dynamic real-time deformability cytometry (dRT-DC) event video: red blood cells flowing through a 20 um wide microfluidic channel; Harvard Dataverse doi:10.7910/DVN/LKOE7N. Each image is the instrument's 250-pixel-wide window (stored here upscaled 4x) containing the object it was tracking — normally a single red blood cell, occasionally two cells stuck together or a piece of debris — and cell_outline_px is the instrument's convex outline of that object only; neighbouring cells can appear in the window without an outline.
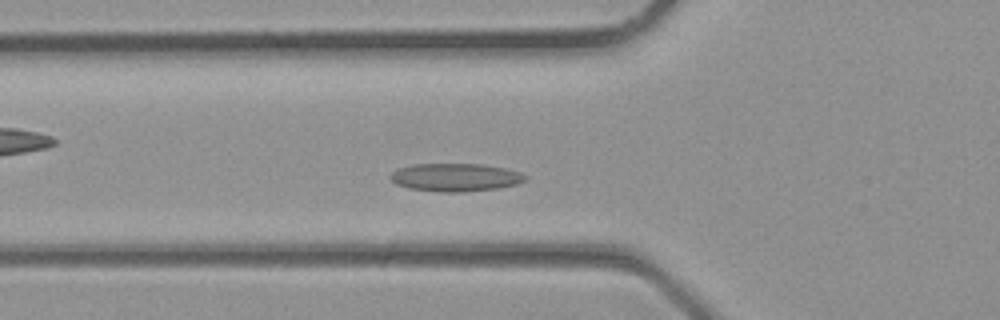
{"species": "common noctule bat (a hibernating species)", "species_latin": "Nyctalus noctula", "temperature_condition": "room temperature", "stored_images_in_passage": 30, "camera_frame_rate_fps": 3000, "um_per_image_px": 0.085, "animal": {"sex": "male", "body_mass_g": 23.1, "forearm_length_mm": 52.7}, "frame": {"image": 1, "passage_image": 9, "time_ms": 2.667, "image_size_px": [1000, 320], "cell_outline_px": [[528, 176], [524, 180], [516, 184], [496, 188], [464, 192], [440, 192], [408, 188], [396, 184], [388, 176], [396, 168], [412, 164], [480, 164], [504, 168], [520, 172]], "centroid_in_image_um": [38.66, 15.07], "position_along_channel_um": 87.1, "area_um2": 22.02}}
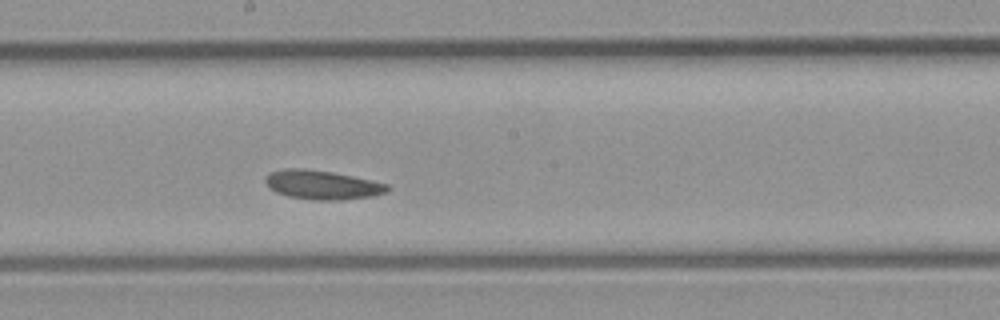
{"frame": {"image": 2, "passage_image": 16, "time_ms": 5.0, "image_size_px": [1000, 320], "cell_outline_px": [[392, 188], [388, 192], [372, 196], [340, 200], [312, 200], [288, 196], [276, 192], [268, 188], [264, 180], [272, 172], [284, 168], [304, 168], [332, 172], [372, 180], [388, 184]], "centroid_in_image_um": [27.41, 15.72], "position_along_channel_um": 220.8, "area_um2": 20.75}}
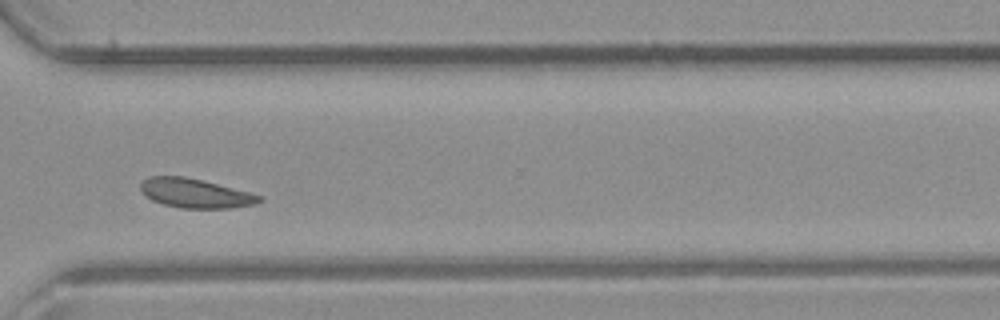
{"frame": {"image": 3, "passage_image": 23, "time_ms": 7.333, "image_size_px": [1000, 320], "cell_outline_px": [[264, 200], [256, 204], [228, 208], [180, 208], [164, 204], [152, 200], [140, 188], [140, 184], [148, 176], [184, 176], [264, 196]], "centroid_in_image_um": [16.62, 16.43], "position_along_channel_um": 354.0, "area_um2": 19.94}}